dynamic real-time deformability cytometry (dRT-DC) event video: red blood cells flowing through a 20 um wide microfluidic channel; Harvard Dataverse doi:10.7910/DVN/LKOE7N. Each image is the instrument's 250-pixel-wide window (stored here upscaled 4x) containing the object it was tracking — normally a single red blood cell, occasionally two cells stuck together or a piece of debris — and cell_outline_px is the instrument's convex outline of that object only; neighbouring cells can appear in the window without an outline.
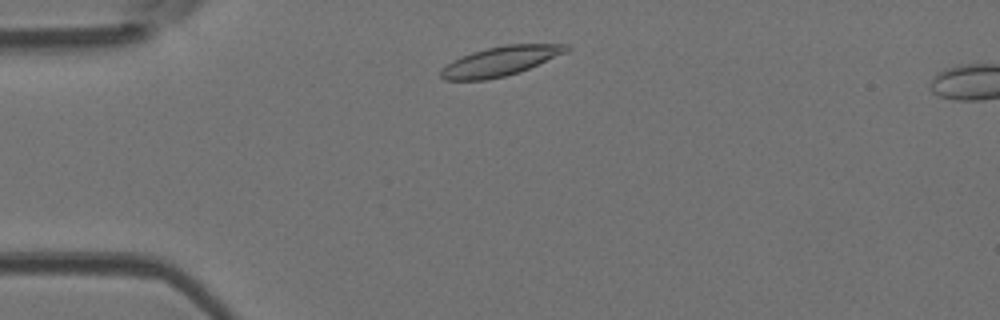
{"species": "Egyptian fruit bat (a non-hibernating species)", "species_latin": "Rousettus aegyptiacus", "temperature_condition": "room temperature", "stored_images_in_passage": 42, "camera_frame_rate_fps": 3000, "um_per_image_px": 0.085, "animal": {"sex": "female"}, "frame": {"image": 1, "passage_image": 1, "time_ms": 0.0, "image_size_px": [1000, 320], "cell_outline_px": [[572, 48], [564, 52], [520, 72], [488, 80], [444, 80], [440, 76], [440, 68], [452, 60], [472, 52], [504, 44], [568, 44]], "centroid_in_image_um": [42.47, 5.2], "position_along_channel_um": 42.5, "area_um2": 21.44}}
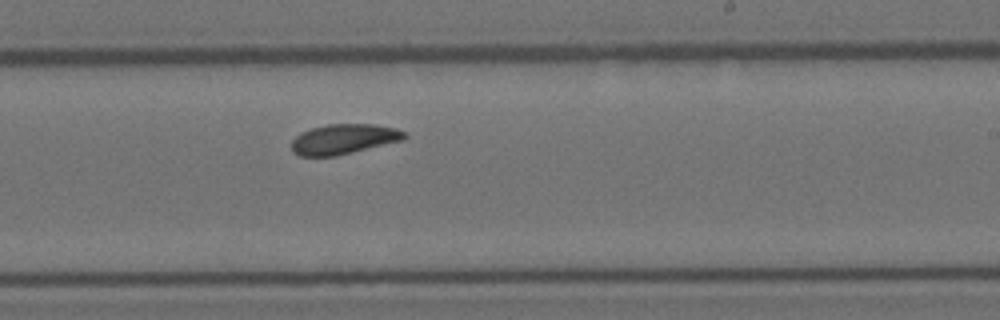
{"frame": {"image": 2, "passage_image": 20, "time_ms": 6.333, "image_size_px": [1000, 320], "cell_outline_px": [[408, 136], [404, 140], [336, 156], [300, 156], [292, 152], [292, 140], [300, 132], [312, 128], [328, 124], [376, 124], [396, 128], [404, 132]], "centroid_in_image_um": [29.23, 11.82], "position_along_channel_um": 259.8, "area_um2": 19.88}}
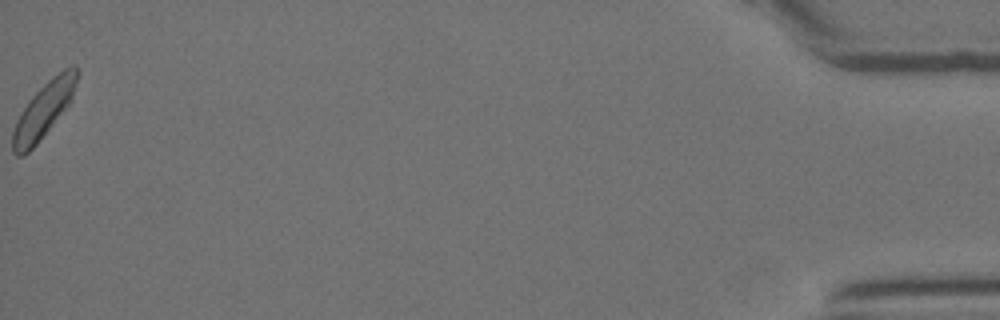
{"frame": {"image": 3, "passage_image": 41, "time_ms": 13.333, "image_size_px": [1000, 320], "cell_outline_px": [[80, 72], [72, 100], [36, 144], [28, 152], [20, 156], [16, 156], [12, 152], [12, 132], [16, 120], [28, 100], [52, 76], [64, 68], [72, 64], [76, 64], [80, 68]], "centroid_in_image_um": [3.74, 9.29], "position_along_channel_um": 431.5, "area_um2": 20.87}}